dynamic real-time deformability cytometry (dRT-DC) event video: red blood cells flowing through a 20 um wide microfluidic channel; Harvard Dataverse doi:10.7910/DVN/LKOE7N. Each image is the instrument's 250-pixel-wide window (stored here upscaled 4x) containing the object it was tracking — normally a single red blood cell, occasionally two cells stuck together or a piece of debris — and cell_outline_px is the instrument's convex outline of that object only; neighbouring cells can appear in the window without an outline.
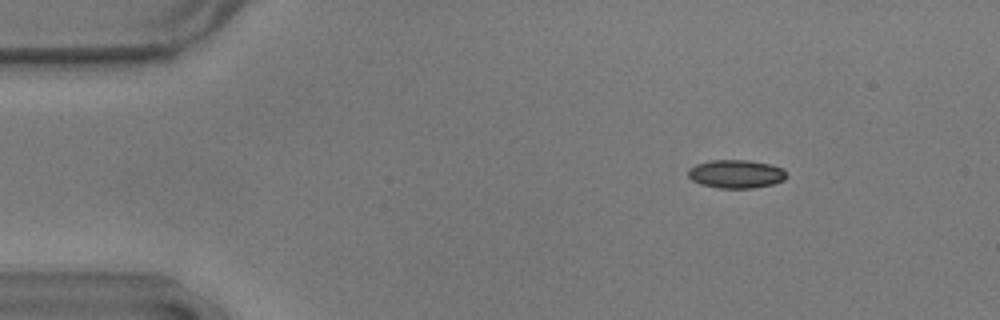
{"species": "common noctule bat (a hibernating species)", "species_latin": "Nyctalus noctula", "temperature_condition": "warm", "stored_images_in_passage": 53, "camera_frame_rate_fps": 3000, "um_per_image_px": 0.085, "animal": {"sex": "male", "body_mass_g": 17.9}, "frame": {"image": 1, "passage_image": 8, "time_ms": 2.333, "image_size_px": [1000, 320], "cell_outline_px": [[788, 176], [784, 180], [772, 184], [752, 188], [720, 188], [700, 184], [692, 180], [688, 176], [688, 168], [696, 164], [708, 160], [748, 160], [772, 164], [784, 168]], "centroid_in_image_um": [62.58, 14.77], "position_along_channel_um": 22.4, "area_um2": 16.47}}
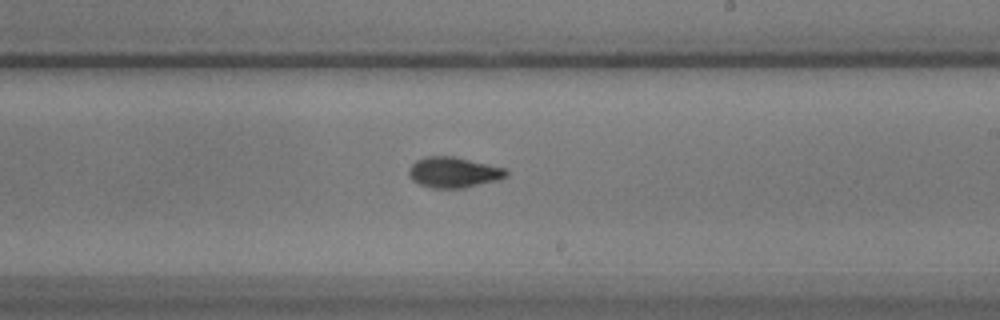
{"frame": {"image": 2, "passage_image": 33, "time_ms": 10.667, "image_size_px": [1000, 320], "cell_outline_px": [[508, 176], [500, 180], [464, 188], [432, 188], [420, 184], [412, 180], [408, 176], [408, 168], [416, 160], [428, 156], [456, 156], [508, 168]], "centroid_in_image_um": [38.6, 14.64], "position_along_channel_um": 250.4, "area_um2": 17.8}}
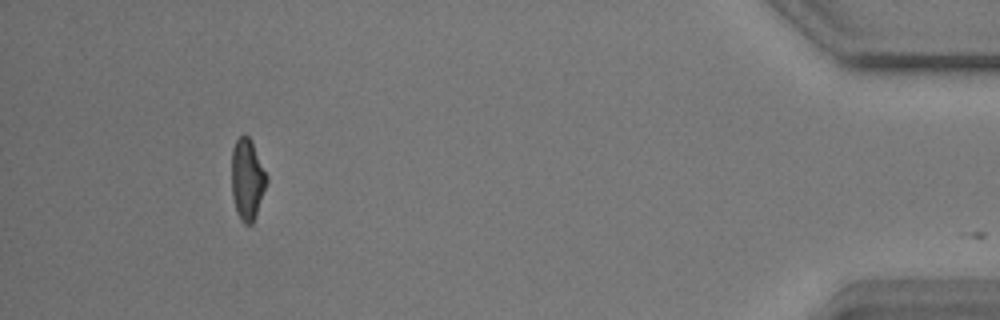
{"frame": {"image": 3, "passage_image": 52, "time_ms": 17.0, "image_size_px": [1000, 320], "cell_outline_px": [[268, 180], [256, 216], [252, 224], [244, 224], [240, 220], [236, 212], [232, 196], [232, 148], [236, 140], [244, 132], [252, 140], [268, 176]], "centroid_in_image_um": [21.02, 15.23], "position_along_channel_um": 414.2, "area_um2": 16.88}, "authors_computed_cell_mechanics": {"area_um2": 16.8776, "velocity_mm_per_s": 3.6173, "shape_relaxation_time_tau1_ms": 7.1412, "shape_relaxation_time_tau2_ms": 1.8654, "deformation_change_tau1": 0.1912, "deformation_change_tau2": 0.072}}